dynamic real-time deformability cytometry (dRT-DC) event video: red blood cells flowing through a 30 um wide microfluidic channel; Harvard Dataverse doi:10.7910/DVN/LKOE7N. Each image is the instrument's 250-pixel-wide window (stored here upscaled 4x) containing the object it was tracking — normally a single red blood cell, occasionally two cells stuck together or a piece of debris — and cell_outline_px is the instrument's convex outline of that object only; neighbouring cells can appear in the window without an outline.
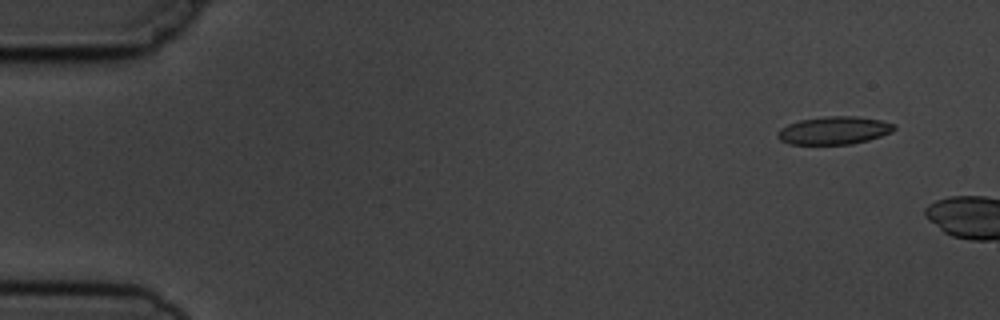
{"species": "common noctule bat (a hibernating species)", "species_latin": "Nyctalus noctula", "temperature_condition": "cold", "stored_images_in_passage": 2, "camera_frame_rate_fps": 3000, "um_per_image_px": 0.085, "animal": {"sex": "male", "body_mass_g": 19.5, "forearm_length_mm": 54.6}, "frame": {"image": 1, "passage_image": 1, "time_ms": 0.0, "image_size_px": [1000, 320], "cell_outline_px": [[896, 128], [892, 132], [868, 140], [852, 144], [788, 144], [780, 140], [776, 136], [780, 128], [788, 124], [800, 120], [824, 116], [856, 116], [880, 120], [896, 124]], "centroid_in_image_um": [70.89, 11.08], "position_along_channel_um": 14.1, "area_um2": 19.02}}